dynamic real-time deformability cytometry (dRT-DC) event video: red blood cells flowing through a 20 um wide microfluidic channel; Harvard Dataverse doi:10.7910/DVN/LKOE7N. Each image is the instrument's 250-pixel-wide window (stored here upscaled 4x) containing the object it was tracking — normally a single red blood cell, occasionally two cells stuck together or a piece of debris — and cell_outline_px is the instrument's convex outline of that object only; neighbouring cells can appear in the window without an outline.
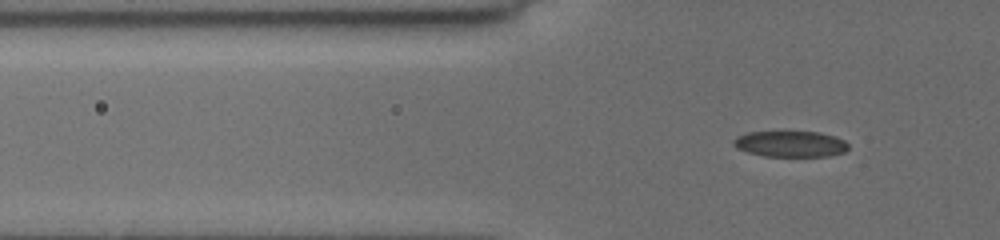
{"species": "common noctule bat (a hibernating species)", "species_latin": "Nyctalus noctula", "temperature_condition": "cold", "stored_images_in_passage": 43, "camera_frame_rate_fps": 3000, "um_per_image_px": 0.085, "animal": {"sex": "female", "body_mass_g": 19.5, "forearm_length_mm": 54.1}, "frame": {"image": 1, "passage_image": 8, "time_ms": 2.333, "image_size_px": [1000, 240], "cell_outline_px": [[848, 148], [844, 152], [828, 156], [764, 156], [748, 152], [736, 148], [732, 144], [732, 140], [736, 136], [748, 132], [780, 128], [820, 132], [836, 136], [844, 140], [848, 144]], "centroid_in_image_um": [67.13, 12.17], "position_along_channel_um": 58.7, "area_um2": 18.5}}
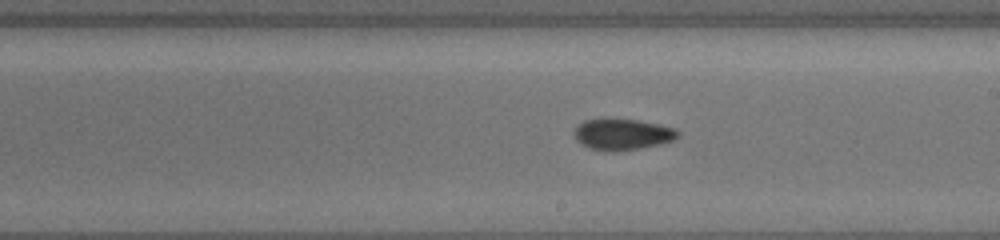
{"frame": {"image": 2, "passage_image": 23, "time_ms": 7.333, "image_size_px": [1000, 240], "cell_outline_px": [[680, 136], [672, 140], [660, 144], [620, 152], [608, 152], [588, 148], [580, 144], [576, 140], [576, 128], [584, 120], [636, 120], [660, 124], [676, 128], [680, 132]], "centroid_in_image_um": [52.95, 11.45], "position_along_channel_um": 236.0, "area_um2": 18.73}}
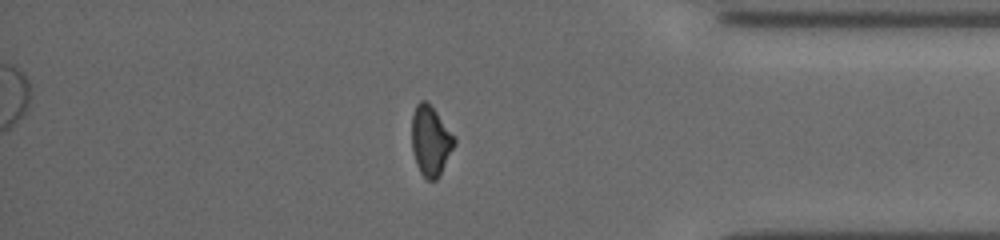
{"frame": {"image": 3, "passage_image": 37, "time_ms": 12.0, "image_size_px": [1000, 240], "cell_outline_px": [[456, 144], [436, 180], [428, 180], [420, 172], [416, 164], [412, 152], [412, 116], [416, 104], [420, 100], [424, 100], [436, 112], [456, 136]], "centroid_in_image_um": [36.6, 11.96], "position_along_channel_um": 398.6, "area_um2": 17.28}}